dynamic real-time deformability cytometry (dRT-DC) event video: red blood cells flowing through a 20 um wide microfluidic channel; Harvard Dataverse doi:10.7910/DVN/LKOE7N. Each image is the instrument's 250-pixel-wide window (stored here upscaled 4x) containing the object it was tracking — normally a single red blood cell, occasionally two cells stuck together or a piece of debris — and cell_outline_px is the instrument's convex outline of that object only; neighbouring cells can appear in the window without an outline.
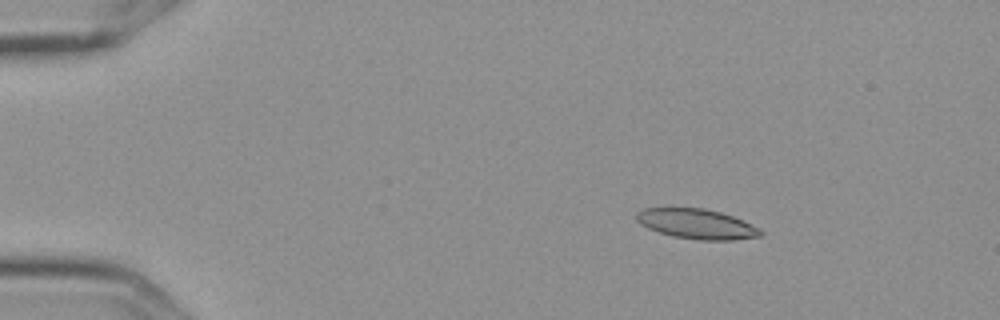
{"species": "Egyptian fruit bat (a non-hibernating species)", "species_latin": "Rousettus aegyptiacus", "temperature_condition": "cold", "stored_images_in_passage": 8, "camera_frame_rate_fps": 3000, "um_per_image_px": 0.085, "frame": {"image": 1, "passage_image": 2, "time_ms": 0.333, "image_size_px": [1000, 320], "cell_outline_px": [[764, 232], [760, 236], [732, 240], [700, 240], [672, 236], [648, 228], [640, 224], [636, 220], [636, 212], [644, 208], [704, 208], [720, 212], [732, 216], [760, 228]], "centroid_in_image_um": [59.21, 19.03], "position_along_channel_um": 25.8, "area_um2": 21.56}}
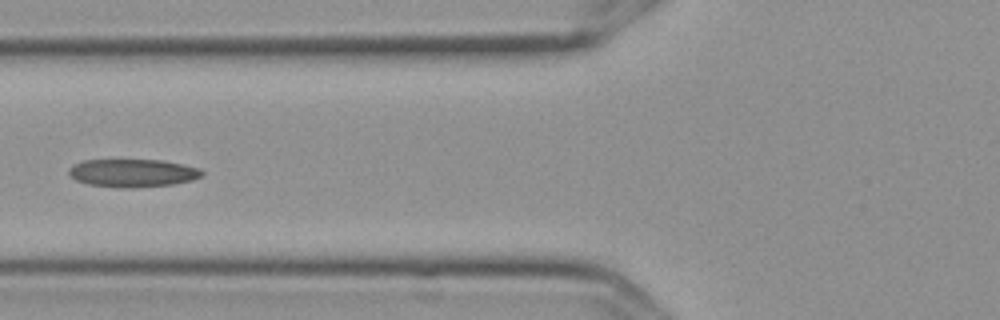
{"frame": {"image": 2, "passage_image": 6, "time_ms": 1.667, "image_size_px": [1000, 320], "cell_outline_px": [[204, 176], [192, 180], [172, 184], [132, 188], [124, 188], [88, 184], [76, 180], [68, 172], [68, 168], [72, 164], [84, 160], [164, 160], [184, 164], [200, 168], [204, 172]], "centroid_in_image_um": [11.31, 14.7], "position_along_channel_um": 114.5, "area_um2": 21.85}}
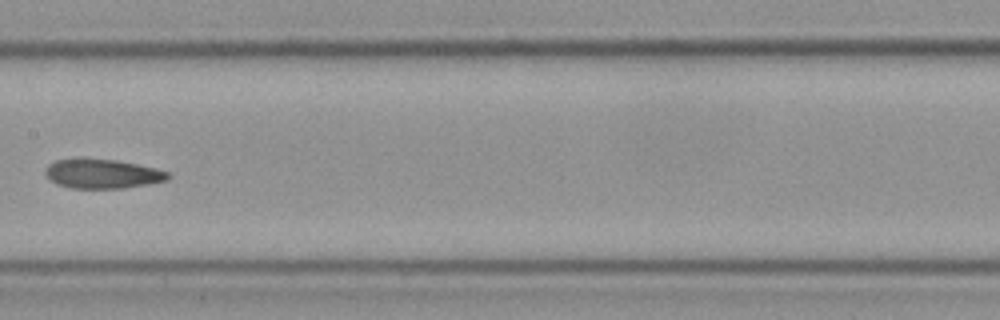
{"frame": {"image": 3, "passage_image": 8, "time_ms": 2.333, "image_size_px": [1000, 320], "cell_outline_px": [[168, 180], [148, 184], [124, 188], [72, 188], [56, 184], [44, 172], [44, 168], [48, 164], [56, 160], [116, 160], [136, 164], [168, 172]], "centroid_in_image_um": [8.68, 14.79], "position_along_channel_um": 198.7, "area_um2": 20.35}}